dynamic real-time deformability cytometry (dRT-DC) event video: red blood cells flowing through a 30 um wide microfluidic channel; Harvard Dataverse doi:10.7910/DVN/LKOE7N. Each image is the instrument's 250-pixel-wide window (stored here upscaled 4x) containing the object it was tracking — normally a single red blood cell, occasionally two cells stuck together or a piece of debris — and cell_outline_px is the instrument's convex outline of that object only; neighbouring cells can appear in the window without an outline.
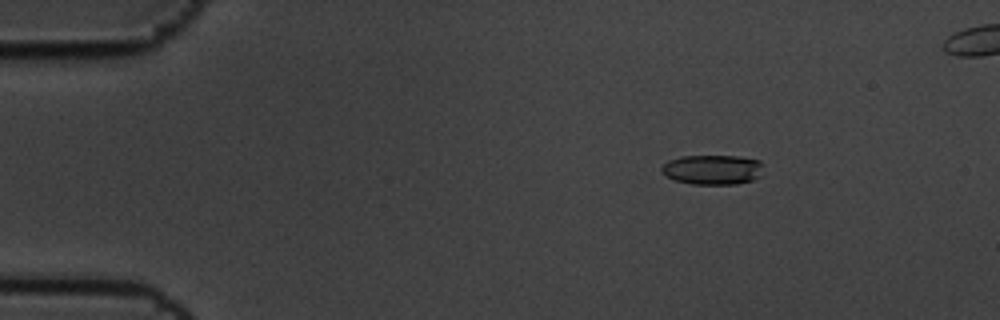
{"species": "common noctule bat (a hibernating species)", "species_latin": "Nyctalus noctula", "temperature_condition": "cold", "stored_images_in_passage": 6, "camera_frame_rate_fps": 3000, "um_per_image_px": 0.085, "animal": {"sex": "male", "body_mass_g": 19.5, "forearm_length_mm": 54.6}, "frame": {"image": 1, "passage_image": 1, "time_ms": 0.0, "image_size_px": [1000, 320], "cell_outline_px": [[760, 176], [752, 180], [736, 184], [692, 184], [676, 180], [660, 172], [660, 168], [668, 160], [680, 156], [736, 156], [760, 160]], "centroid_in_image_um": [60.52, 14.41], "position_along_channel_um": 24.5, "area_um2": 17.51}}
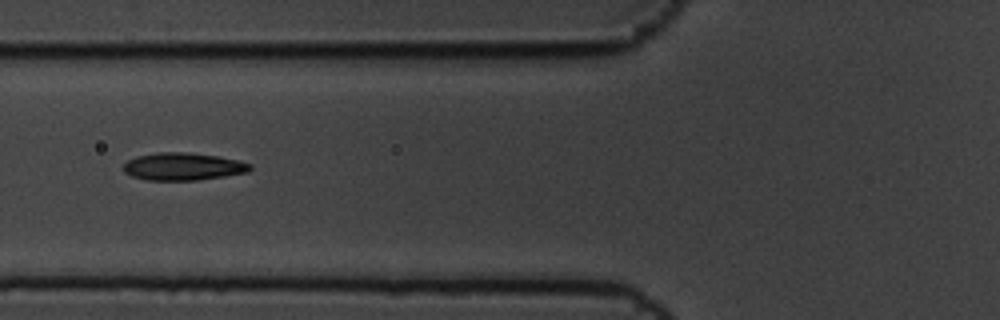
{"frame": {"image": 2, "passage_image": 5, "time_ms": 1.333, "image_size_px": [1000, 320], "cell_outline_px": [[252, 168], [248, 172], [224, 176], [196, 180], [148, 180], [132, 176], [124, 172], [124, 164], [128, 160], [136, 156], [156, 152], [188, 152], [216, 156], [236, 160], [252, 164]], "centroid_in_image_um": [15.54, 14.15], "position_along_channel_um": 110.3, "area_um2": 20.23}}
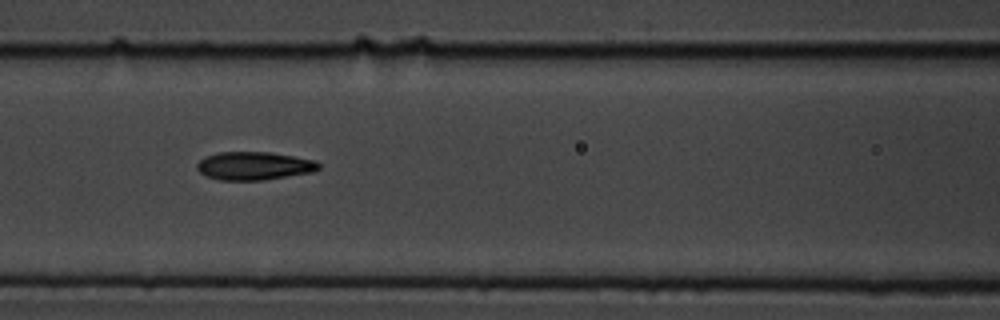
{"frame": {"image": 3, "passage_image": 6, "time_ms": 1.667, "image_size_px": [1000, 320], "cell_outline_px": [[320, 168], [312, 172], [264, 180], [220, 180], [204, 176], [196, 168], [196, 164], [204, 156], [220, 152], [268, 152], [316, 160], [320, 164]], "centroid_in_image_um": [21.57, 14.1], "position_along_channel_um": 145.0, "area_um2": 20.06}}